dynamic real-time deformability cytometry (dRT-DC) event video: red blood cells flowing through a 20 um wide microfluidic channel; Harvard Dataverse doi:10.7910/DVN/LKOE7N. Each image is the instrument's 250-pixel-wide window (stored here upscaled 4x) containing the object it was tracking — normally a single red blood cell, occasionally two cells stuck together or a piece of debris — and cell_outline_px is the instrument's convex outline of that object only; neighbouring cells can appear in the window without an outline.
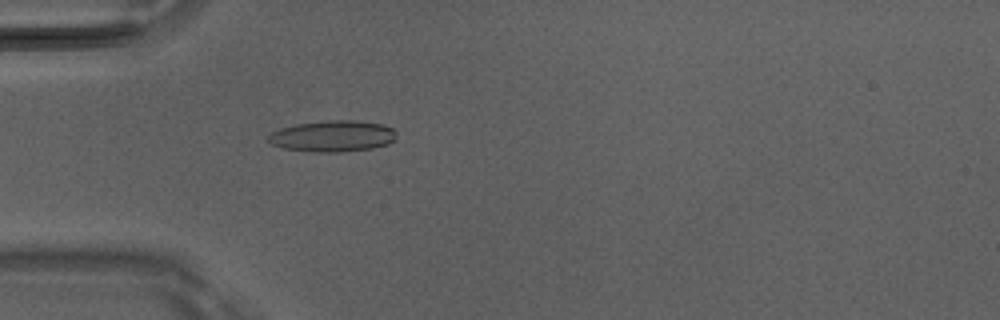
{"species": "Egyptian fruit bat (a non-hibernating species)", "species_latin": "Rousettus aegyptiacus", "temperature_condition": "room temperature", "stored_images_in_passage": 51, "camera_frame_rate_fps": 3000, "um_per_image_px": 0.085, "animal": {"sex": "male"}, "frame": {"image": 1, "passage_image": 16, "time_ms": 5.0, "image_size_px": [1000, 320], "cell_outline_px": [[396, 136], [388, 144], [372, 148], [340, 152], [312, 152], [284, 148], [272, 144], [268, 140], [268, 136], [272, 132], [280, 128], [296, 124], [328, 120], [356, 120], [384, 124], [392, 128], [396, 132]], "centroid_in_image_um": [28.29, 11.56], "position_along_channel_um": 56.7, "area_um2": 23.35}}
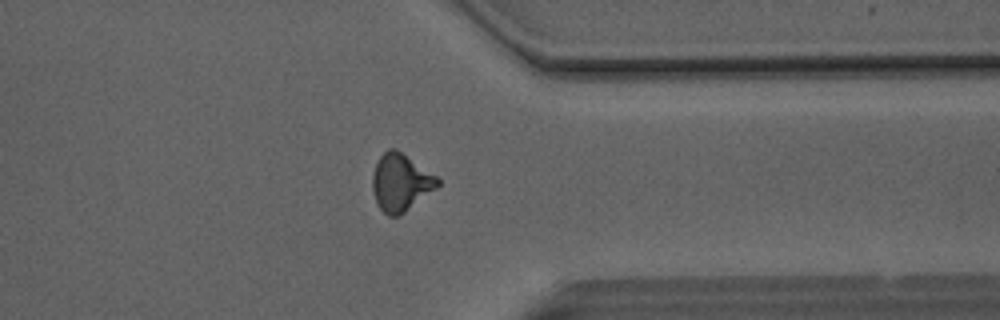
{"frame": {"image": 2, "passage_image": 40, "time_ms": 13.0, "image_size_px": [1000, 320], "cell_outline_px": [[440, 184], [436, 188], [400, 216], [388, 216], [376, 204], [372, 188], [372, 172], [376, 160], [388, 148], [396, 148], [436, 176], [440, 180]], "centroid_in_image_um": [34.02, 15.51], "position_along_channel_um": 377.4, "area_um2": 21.85}}
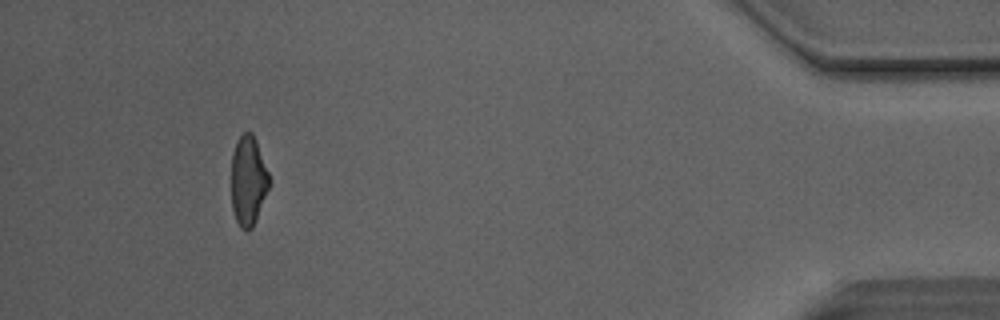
{"frame": {"image": 3, "passage_image": 47, "time_ms": 15.333, "image_size_px": [1000, 320], "cell_outline_px": [[268, 188], [256, 220], [252, 228], [248, 232], [244, 232], [240, 228], [236, 220], [232, 208], [232, 152], [236, 140], [244, 132], [252, 132], [256, 140], [268, 172]], "centroid_in_image_um": [21.08, 15.37], "position_along_channel_um": 414.1, "area_um2": 19.65}, "authors_computed_cell_mechanics": {"area_um2": 21.5016, "velocity_mm_per_s": 4.149, "shape_relaxation_time_tau1_ms": 9.1402, "shape_relaxation_time_tau2_ms": 1.7052, "deformation_change_tau1": 0.2295, "deformation_change_tau2": 0.1049}}